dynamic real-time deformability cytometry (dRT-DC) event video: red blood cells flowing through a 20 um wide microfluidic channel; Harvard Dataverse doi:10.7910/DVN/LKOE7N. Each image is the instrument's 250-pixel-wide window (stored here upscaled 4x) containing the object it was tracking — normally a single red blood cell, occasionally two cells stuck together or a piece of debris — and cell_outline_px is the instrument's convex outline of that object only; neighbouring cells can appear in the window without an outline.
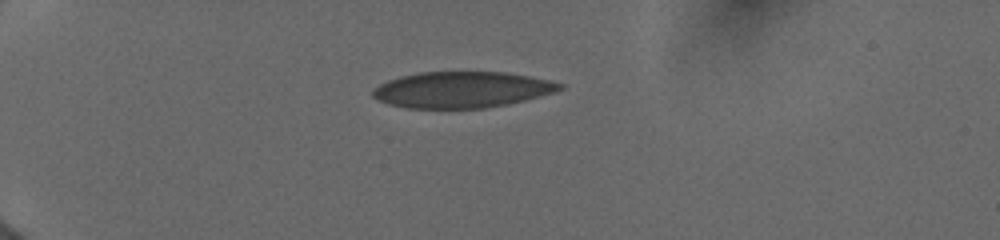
{"species": "human", "species_latin": "Homo sapiens", "temperature_condition": "cold", "stored_images_in_passage": 23, "camera_frame_rate_fps": 3000, "um_per_image_px": 0.085, "donor": {"sex": "female"}, "frame": {"image": 1, "passage_image": 1, "time_ms": 0.0, "image_size_px": [1000, 240], "cell_outline_px": [[564, 88], [552, 92], [524, 100], [508, 104], [484, 108], [408, 108], [388, 104], [372, 96], [372, 92], [380, 84], [388, 80], [400, 76], [420, 72], [504, 72], [528, 76], [548, 80], [564, 84]], "centroid_in_image_um": [39.24, 7.62], "position_along_channel_um": 45.8, "area_um2": 39.02}}
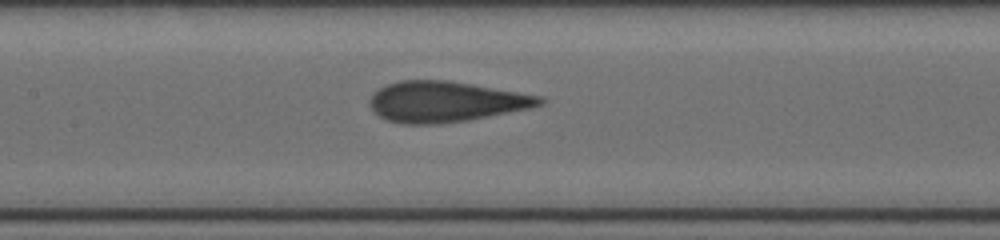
{"frame": {"image": 2, "passage_image": 16, "time_ms": 4.333, "image_size_px": [1000, 240], "cell_outline_px": [[544, 104], [528, 108], [468, 120], [440, 124], [400, 124], [388, 120], [372, 112], [368, 104], [368, 100], [372, 92], [376, 88], [400, 80], [448, 80], [472, 84], [540, 96], [544, 100]], "centroid_in_image_um": [37.78, 8.64], "position_along_channel_um": 169.6, "area_um2": 40.34}}
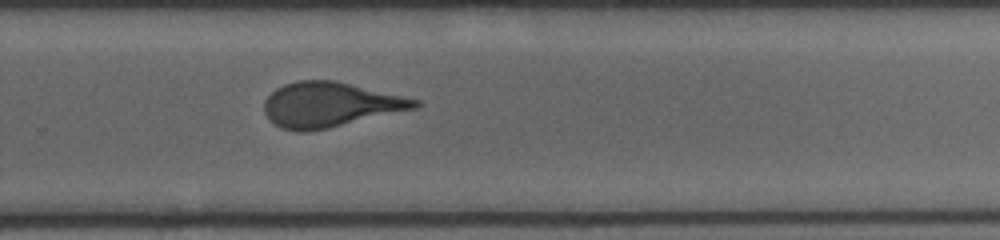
{"frame": {"image": 3, "passage_image": 23, "time_ms": 7.667, "image_size_px": [1000, 240], "cell_outline_px": [[420, 104], [416, 108], [328, 128], [300, 132], [280, 128], [268, 120], [264, 112], [264, 100], [276, 88], [284, 84], [296, 80], [336, 80], [420, 100]], "centroid_in_image_um": [28.0, 8.89], "position_along_channel_um": 301.8, "area_um2": 39.3}}